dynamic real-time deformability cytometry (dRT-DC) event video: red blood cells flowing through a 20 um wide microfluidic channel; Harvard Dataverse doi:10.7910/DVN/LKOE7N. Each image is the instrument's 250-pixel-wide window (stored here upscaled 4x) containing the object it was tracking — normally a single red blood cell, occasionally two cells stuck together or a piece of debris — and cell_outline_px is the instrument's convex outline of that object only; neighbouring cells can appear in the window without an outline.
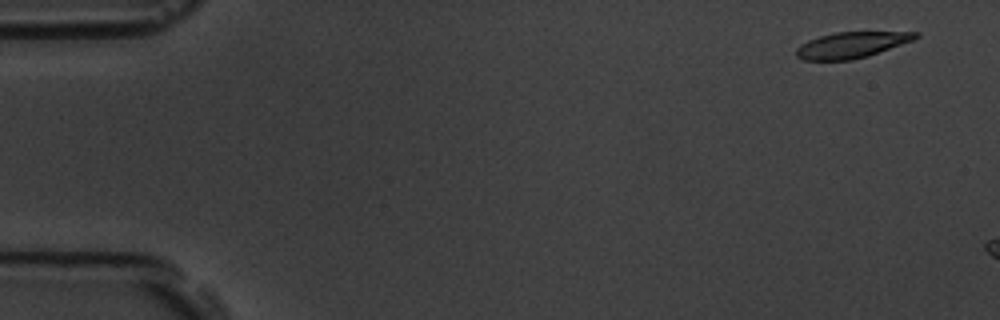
{"species": "common noctule bat (a hibernating species)", "species_latin": "Nyctalus noctula", "temperature_condition": "room temperature", "stored_images_in_passage": 3, "camera_frame_rate_fps": 3000, "um_per_image_px": 0.085, "animal": {"sex": "male", "body_mass_g": 19.5, "forearm_length_mm": 54.6}, "frame": {"image": 1, "passage_image": 1, "time_ms": 0.0, "image_size_px": [1000, 320], "cell_outline_px": [[920, 36], [912, 40], [868, 56], [852, 60], [804, 60], [796, 56], [796, 48], [800, 44], [808, 40], [820, 36], [836, 32], [920, 32]], "centroid_in_image_um": [72.35, 3.82], "position_along_channel_um": 12.7, "area_um2": 17.92}}